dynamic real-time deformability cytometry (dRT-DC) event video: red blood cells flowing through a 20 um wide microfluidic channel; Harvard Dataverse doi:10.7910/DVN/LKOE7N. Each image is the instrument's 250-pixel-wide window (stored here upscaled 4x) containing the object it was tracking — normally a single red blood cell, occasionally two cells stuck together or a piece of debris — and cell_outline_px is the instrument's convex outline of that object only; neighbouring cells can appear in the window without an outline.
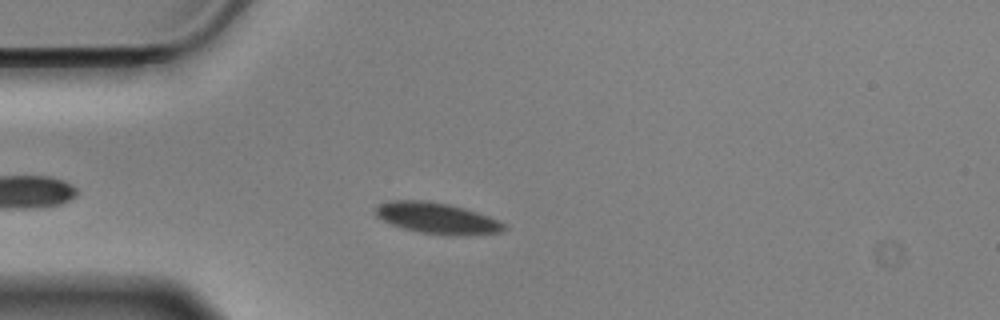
{"species": "Egyptian fruit bat (a non-hibernating species)", "species_latin": "Rousettus aegyptiacus", "temperature_condition": "cold", "stored_images_in_passage": 48, "camera_frame_rate_fps": 3000, "um_per_image_px": 0.085, "animal": {"sex": "male"}, "frame": {"image": 1, "passage_image": 9, "time_ms": 2.667, "image_size_px": [1000, 320], "cell_outline_px": [[508, 228], [504, 232], [456, 236], [452, 236], [420, 232], [404, 228], [392, 224], [376, 216], [372, 208], [380, 204], [392, 200], [420, 200], [448, 204], [464, 208], [488, 216], [504, 224]], "centroid_in_image_um": [37.14, 18.55], "position_along_channel_um": 47.9, "area_um2": 23.18}}
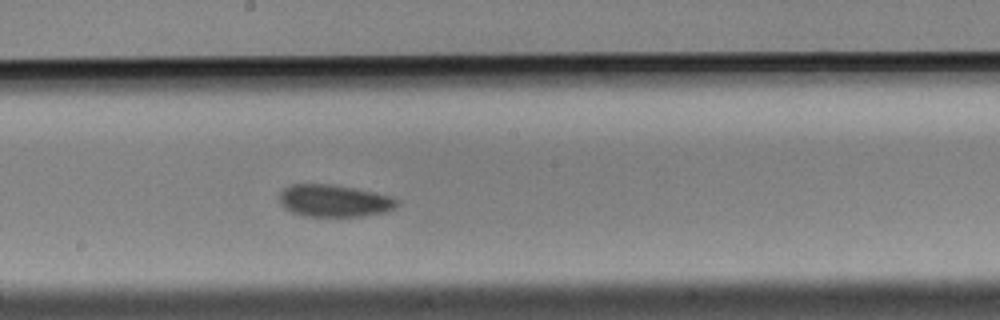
{"frame": {"image": 2, "passage_image": 25, "time_ms": 8.0, "image_size_px": [1000, 320], "cell_outline_px": [[400, 204], [396, 208], [384, 212], [360, 216], [304, 216], [292, 212], [284, 208], [280, 204], [280, 192], [288, 184], [332, 184], [376, 192], [392, 196], [400, 200]], "centroid_in_image_um": [28.43, 17.06], "position_along_channel_um": 219.8, "area_um2": 22.31}}
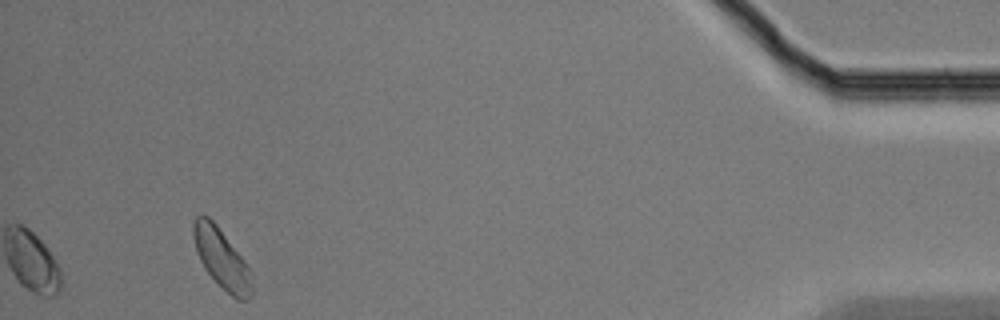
{"frame": {"image": 3, "passage_image": 48, "time_ms": 15.667, "image_size_px": [1000, 320], "cell_outline_px": [[252, 296], [248, 300], [236, 300], [204, 268], [196, 252], [192, 236], [192, 224], [196, 216], [208, 216], [216, 224], [244, 260], [252, 272]], "centroid_in_image_um": [18.84, 21.99], "position_along_channel_um": 416.4, "area_um2": 20.23}, "authors_computed_cell_mechanics": {"area_um2": 21.7617, "velocity_mm_per_s": 3.4672, "shape_relaxation_time_tau1_ms": 1.7023, "shape_relaxation_time_tau2_ms": null, "deformation_change_tau1": 0.0511, "deformation_change_tau2": null}}